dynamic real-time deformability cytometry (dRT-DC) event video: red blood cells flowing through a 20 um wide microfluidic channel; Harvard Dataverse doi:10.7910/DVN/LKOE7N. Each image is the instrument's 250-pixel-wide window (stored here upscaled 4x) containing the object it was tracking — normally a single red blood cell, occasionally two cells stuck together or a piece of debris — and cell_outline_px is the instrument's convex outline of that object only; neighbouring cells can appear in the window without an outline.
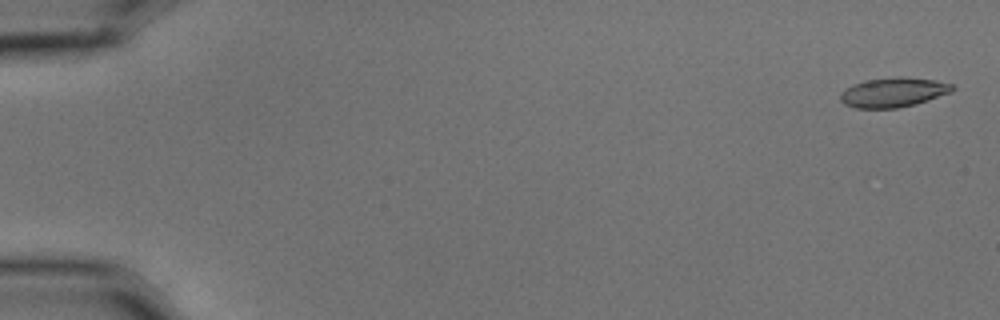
{"species": "common noctule bat (a hibernating species)", "species_latin": "Nyctalus noctula", "temperature_condition": "cold", "stored_images_in_passage": 6, "camera_frame_rate_fps": 3000, "um_per_image_px": 0.085, "animal": {"sex": "male", "body_mass_g": 15.6}, "frame": {"image": 1, "passage_image": 1, "time_ms": 0.0, "image_size_px": [1000, 320], "cell_outline_px": [[956, 88], [952, 92], [916, 104], [896, 108], [856, 108], [844, 104], [840, 100], [840, 92], [844, 88], [852, 84], [864, 80], [896, 76], [900, 76], [936, 80], [956, 84]], "centroid_in_image_um": [75.94, 7.83], "position_along_channel_um": 9.1, "area_um2": 19.71}}